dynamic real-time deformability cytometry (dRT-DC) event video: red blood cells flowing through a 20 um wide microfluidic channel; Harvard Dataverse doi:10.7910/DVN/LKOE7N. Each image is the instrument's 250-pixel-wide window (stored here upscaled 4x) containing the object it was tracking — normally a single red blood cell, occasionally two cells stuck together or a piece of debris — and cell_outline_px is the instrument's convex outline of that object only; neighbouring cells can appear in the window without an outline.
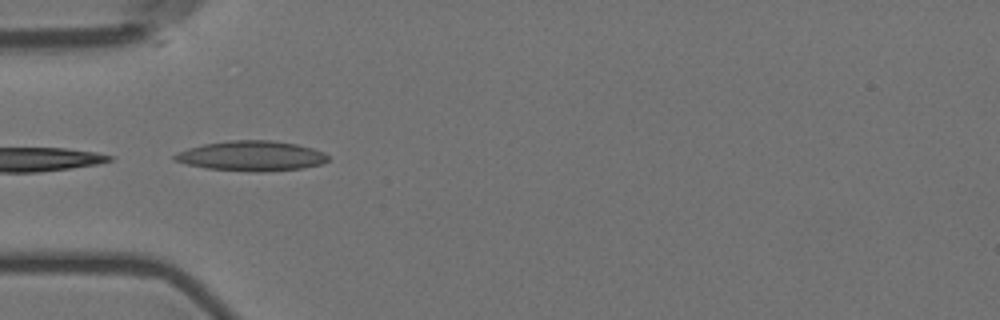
{"species": "Egyptian fruit bat (a non-hibernating species)", "species_latin": "Rousettus aegyptiacus", "temperature_condition": "room temperature", "stored_images_in_passage": 5, "camera_frame_rate_fps": 3000, "um_per_image_px": 0.085, "animal": {"sex": "female"}, "frame": {"image": 1, "passage_image": 5, "time_ms": 1.333, "image_size_px": [1000, 320], "cell_outline_px": [[328, 160], [320, 164], [300, 168], [264, 172], [256, 172], [204, 168], [172, 160], [172, 156], [176, 152], [188, 148], [204, 144], [228, 140], [272, 140], [296, 144], [312, 148], [324, 152], [328, 156]], "centroid_in_image_um": [21.33, 13.25], "position_along_channel_um": 63.7, "area_um2": 26.88}}